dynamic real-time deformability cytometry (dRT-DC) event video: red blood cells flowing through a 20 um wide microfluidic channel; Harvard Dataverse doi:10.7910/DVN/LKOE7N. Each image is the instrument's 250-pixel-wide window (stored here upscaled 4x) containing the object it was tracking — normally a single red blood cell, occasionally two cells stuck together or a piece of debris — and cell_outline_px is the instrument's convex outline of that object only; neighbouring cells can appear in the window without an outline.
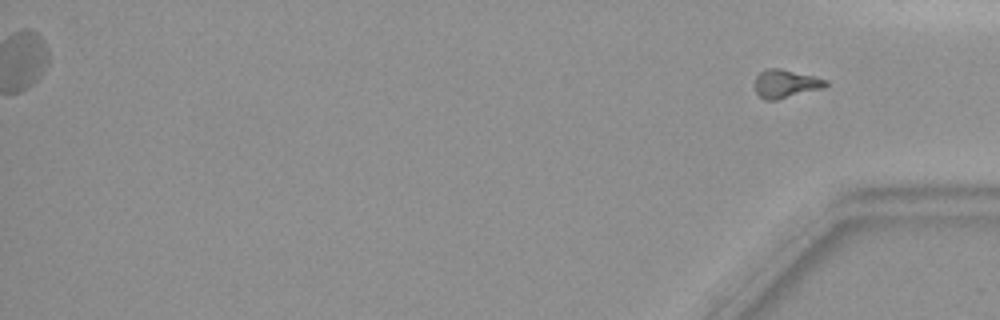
{"species": "common noctule bat (a hibernating species)", "species_latin": "Nyctalus noctula", "temperature_condition": "warm", "stored_images_in_passage": 39, "segment_of_instrument_passage": [2, 2], "camera_frame_rate_fps": 3000, "um_per_image_px": 0.085, "animal": {"sex": "female", "body_mass_g": 19.9}, "frame": {"image": 1, "passage_image": 39, "time_ms": 12.667, "image_size_px": [1000, 320], "cell_outline_px": [[828, 84], [824, 88], [776, 100], [764, 100], [756, 92], [756, 76], [764, 68], [776, 68], [812, 76], [828, 80]], "centroid_in_image_um": [66.78, 7.12], "position_along_channel_um": 368.4, "area_um2": 11.5}}